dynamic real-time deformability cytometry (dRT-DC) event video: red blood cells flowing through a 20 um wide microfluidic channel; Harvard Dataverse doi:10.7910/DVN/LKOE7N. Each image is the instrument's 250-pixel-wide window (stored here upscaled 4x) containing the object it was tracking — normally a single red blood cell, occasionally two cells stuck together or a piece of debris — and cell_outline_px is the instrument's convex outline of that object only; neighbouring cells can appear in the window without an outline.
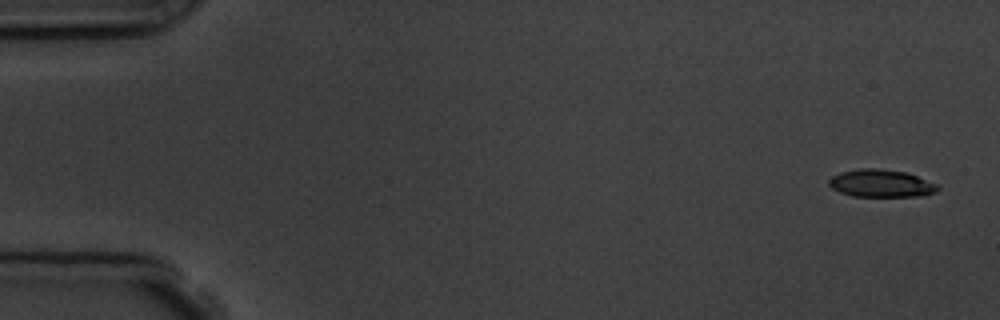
{"species": "common noctule bat (a hibernating species)", "species_latin": "Nyctalus noctula", "temperature_condition": "room temperature", "stored_images_in_passage": 3, "camera_frame_rate_fps": 3000, "um_per_image_px": 0.085, "animal": {"sex": "male", "body_mass_g": 19.5, "forearm_length_mm": 54.6}, "frame": {"image": 1, "passage_image": 1, "time_ms": 0.0, "image_size_px": [1000, 320], "cell_outline_px": [[940, 188], [936, 192], [924, 196], [852, 196], [840, 192], [832, 188], [828, 184], [828, 180], [832, 176], [840, 172], [860, 168], [880, 168], [904, 172], [916, 176], [936, 184]], "centroid_in_image_um": [74.87, 15.58], "position_along_channel_um": 10.1, "area_um2": 17.46}}